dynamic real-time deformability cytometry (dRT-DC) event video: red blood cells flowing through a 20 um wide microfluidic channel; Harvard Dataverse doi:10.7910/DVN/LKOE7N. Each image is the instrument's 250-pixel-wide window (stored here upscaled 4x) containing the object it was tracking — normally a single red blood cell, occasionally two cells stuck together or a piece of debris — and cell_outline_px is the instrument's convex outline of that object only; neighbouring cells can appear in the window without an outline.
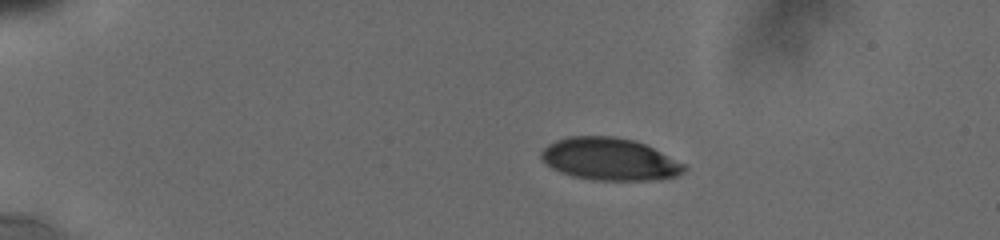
{"species": "human", "species_latin": "Homo sapiens", "temperature_condition": "cold", "stored_images_in_passage": 18, "camera_frame_rate_fps": 3000, "um_per_image_px": 0.085, "donor": {"sex": "male"}, "frame": {"image": 1, "passage_image": 6, "time_ms": 3.667, "image_size_px": [1000, 240], "cell_outline_px": [[688, 168], [684, 172], [676, 176], [656, 180], [592, 180], [572, 176], [560, 172], [552, 168], [540, 156], [540, 152], [548, 144], [556, 140], [568, 136], [612, 136], [636, 140], [684, 164]], "centroid_in_image_um": [51.8, 13.53], "position_along_channel_um": 33.2, "area_um2": 35.2}}
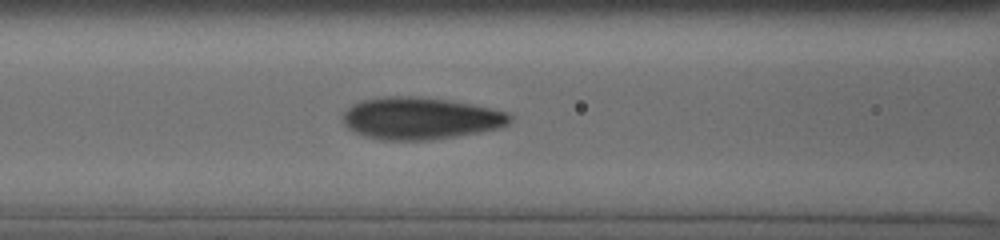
{"frame": {"image": 2, "passage_image": 14, "time_ms": 8.333, "image_size_px": [1000, 240], "cell_outline_px": [[512, 120], [508, 124], [500, 128], [456, 136], [428, 140], [380, 140], [364, 136], [348, 128], [344, 124], [344, 112], [352, 104], [360, 100], [388, 96], [420, 96], [448, 100], [472, 104], [508, 112], [512, 116]], "centroid_in_image_um": [35.74, 10.05], "position_along_channel_um": 130.9, "area_um2": 41.04}}
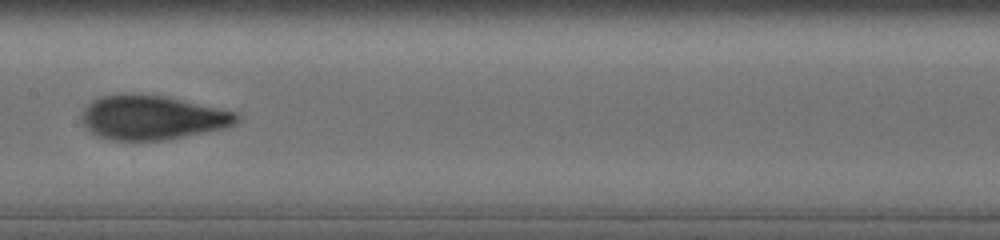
{"frame": {"image": 3, "passage_image": 17, "time_ms": 10.0, "image_size_px": [1000, 240], "cell_outline_px": [[240, 120], [228, 128], [164, 140], [112, 140], [96, 136], [84, 124], [84, 108], [92, 100], [104, 96], [124, 92], [164, 96], [236, 112], [240, 116]], "centroid_in_image_um": [12.97, 9.99], "position_along_channel_um": 194.4, "area_um2": 39.88}}